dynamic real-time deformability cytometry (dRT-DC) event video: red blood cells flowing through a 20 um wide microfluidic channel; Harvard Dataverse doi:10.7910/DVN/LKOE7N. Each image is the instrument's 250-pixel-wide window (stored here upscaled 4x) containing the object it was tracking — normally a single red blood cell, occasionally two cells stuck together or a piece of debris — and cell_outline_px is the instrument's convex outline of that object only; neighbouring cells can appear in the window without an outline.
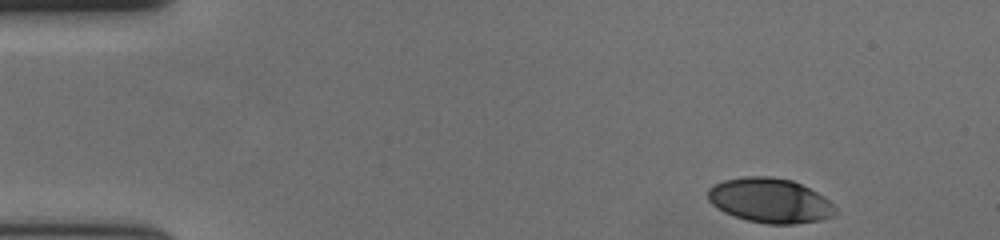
{"species": "human", "species_latin": "Homo sapiens", "temperature_condition": "cold", "stored_images_in_passage": 51, "camera_frame_rate_fps": 3000, "um_per_image_px": 0.085, "donor": {"sex": "female"}, "frame": {"image": 1, "passage_image": 1, "time_ms": 0.0, "image_size_px": [1000, 240], "cell_outline_px": [[836, 216], [824, 220], [792, 224], [768, 224], [748, 220], [724, 212], [716, 208], [708, 200], [708, 188], [712, 184], [724, 180], [744, 176], [772, 176], [792, 180], [824, 196], [836, 208]], "centroid_in_image_um": [65.45, 17.04], "position_along_channel_um": 19.6, "area_um2": 33.35}}
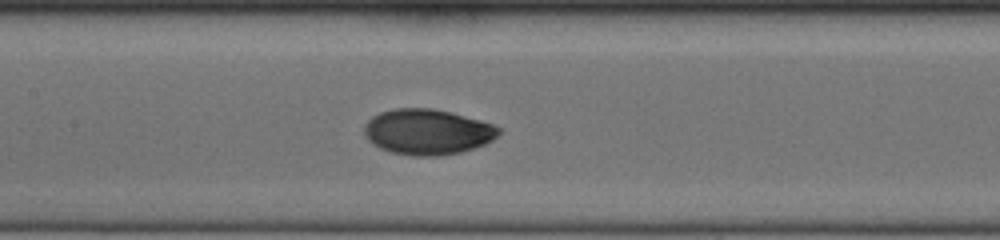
{"frame": {"image": 2, "passage_image": 22, "time_ms": 7.0, "image_size_px": [1000, 240], "cell_outline_px": [[500, 132], [492, 140], [484, 144], [460, 152], [436, 156], [412, 156], [392, 152], [380, 148], [372, 144], [364, 136], [364, 124], [372, 116], [380, 112], [396, 108], [432, 108], [448, 112], [492, 124], [500, 128]], "centroid_in_image_um": [36.27, 11.21], "position_along_channel_um": 171.1, "area_um2": 35.43}}
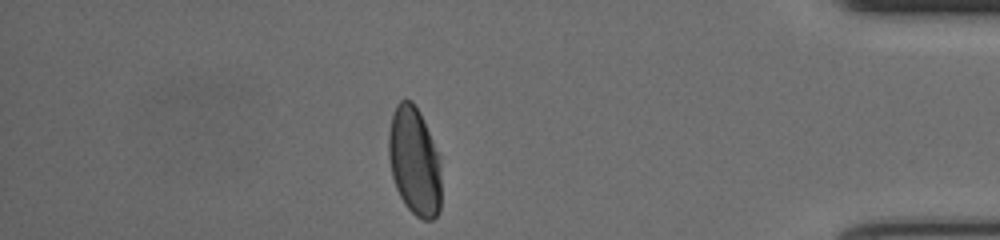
{"frame": {"image": 3, "passage_image": 44, "time_ms": 14.333, "image_size_px": [1000, 240], "cell_outline_px": [[440, 208], [436, 216], [432, 220], [424, 220], [416, 216], [404, 204], [396, 188], [392, 176], [388, 156], [388, 136], [392, 116], [396, 104], [400, 100], [412, 100], [420, 112], [432, 140], [440, 164]], "centroid_in_image_um": [35.2, 13.72], "position_along_channel_um": 400.0, "area_um2": 33.06}, "authors_computed_cell_mechanics": {"area_um2": 34.102, "velocity_mm_per_s": 3.6467, "shape_relaxation_time_tau1_ms": 3.8136, "shape_relaxation_time_tau2_ms": null, "deformation_change_tau1": 0.1552, "deformation_change_tau2": null}}